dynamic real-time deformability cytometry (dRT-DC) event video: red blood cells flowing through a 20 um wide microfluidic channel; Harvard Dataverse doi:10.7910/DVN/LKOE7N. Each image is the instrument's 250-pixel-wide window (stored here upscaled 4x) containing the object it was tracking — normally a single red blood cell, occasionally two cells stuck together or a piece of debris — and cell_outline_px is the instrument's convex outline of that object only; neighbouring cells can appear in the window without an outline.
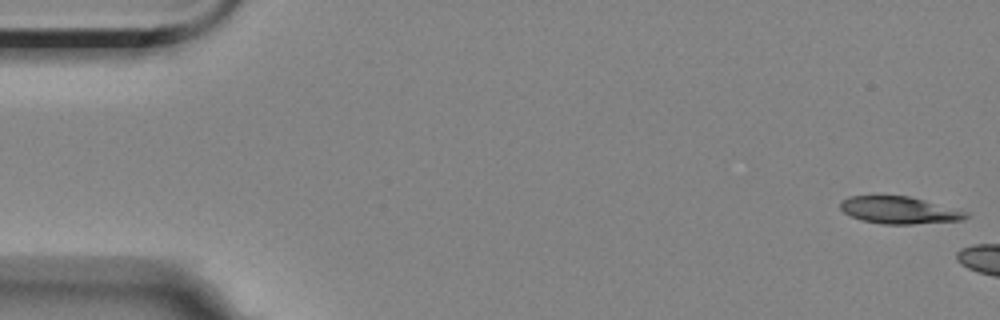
{"species": "Egyptian fruit bat (a non-hibernating species)", "species_latin": "Rousettus aegyptiacus", "temperature_condition": "room temperature", "stored_images_in_passage": 6, "camera_frame_rate_fps": 3000, "um_per_image_px": 0.085, "animal": {"sex": "female"}, "frame": {"image": 1, "passage_image": 1, "time_ms": 0.0, "image_size_px": [1000, 320], "cell_outline_px": [[968, 216], [964, 220], [912, 224], [884, 224], [864, 220], [852, 216], [844, 212], [840, 208], [840, 200], [848, 196], [908, 196], [924, 200], [968, 212]], "centroid_in_image_um": [76.43, 17.86], "position_along_channel_um": 8.6, "area_um2": 19.65}}